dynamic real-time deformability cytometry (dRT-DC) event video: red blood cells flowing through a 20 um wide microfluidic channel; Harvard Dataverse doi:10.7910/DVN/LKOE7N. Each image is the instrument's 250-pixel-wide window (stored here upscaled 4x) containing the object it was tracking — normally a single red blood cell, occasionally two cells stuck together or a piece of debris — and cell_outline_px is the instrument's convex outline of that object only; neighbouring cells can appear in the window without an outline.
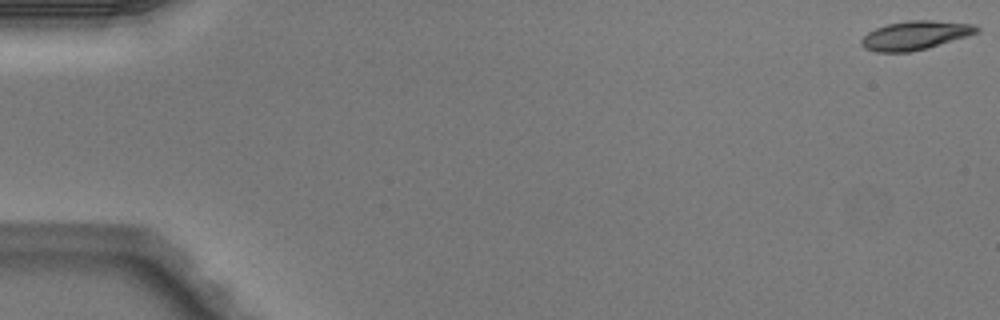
{"species": "Egyptian fruit bat (a non-hibernating species)", "species_latin": "Rousettus aegyptiacus", "temperature_condition": "warm", "stored_images_in_passage": 5, "camera_frame_rate_fps": 3000, "um_per_image_px": 0.085, "animal": {"sex": "male"}, "frame": {"image": 1, "passage_image": 1, "time_ms": 0.0, "image_size_px": [1000, 320], "cell_outline_px": [[980, 32], [968, 36], [928, 48], [908, 52], [876, 52], [864, 48], [860, 44], [860, 40], [868, 32], [876, 28], [888, 24], [908, 20], [932, 20], [972, 24], [980, 28]], "centroid_in_image_um": [77.79, 3.01], "position_along_channel_um": 7.2, "area_um2": 19.42}}